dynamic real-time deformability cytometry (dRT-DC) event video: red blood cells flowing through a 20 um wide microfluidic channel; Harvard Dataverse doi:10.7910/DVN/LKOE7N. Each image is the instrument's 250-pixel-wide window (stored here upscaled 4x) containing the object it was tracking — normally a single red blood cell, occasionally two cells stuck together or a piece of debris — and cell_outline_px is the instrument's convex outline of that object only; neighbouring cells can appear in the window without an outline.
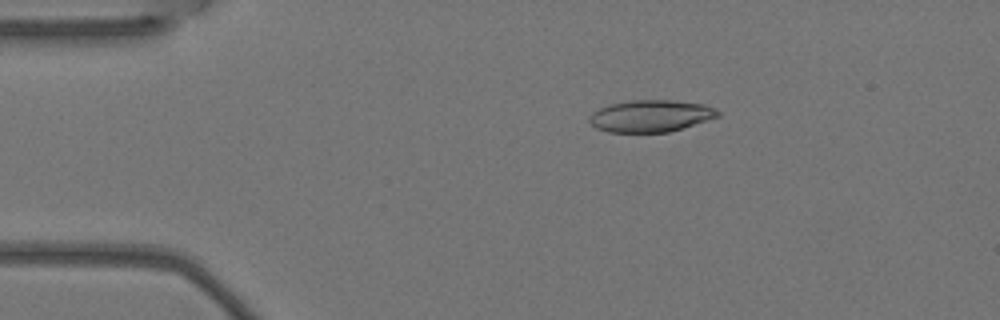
{"species": "Egyptian fruit bat (a non-hibernating species)", "species_latin": "Rousettus aegyptiacus", "temperature_condition": "warm", "stored_images_in_passage": 7, "camera_frame_rate_fps": 3000, "um_per_image_px": 0.085, "animal": {"sex": "female"}, "frame": {"image": 1, "passage_image": 3, "time_ms": 0.667, "image_size_px": [1000, 320], "cell_outline_px": [[720, 116], [668, 132], [608, 132], [596, 128], [588, 120], [588, 116], [592, 112], [608, 104], [628, 100], [672, 100], [704, 104], [716, 108], [720, 112]], "centroid_in_image_um": [55.29, 9.84], "position_along_channel_um": 29.7, "area_um2": 23.99}}
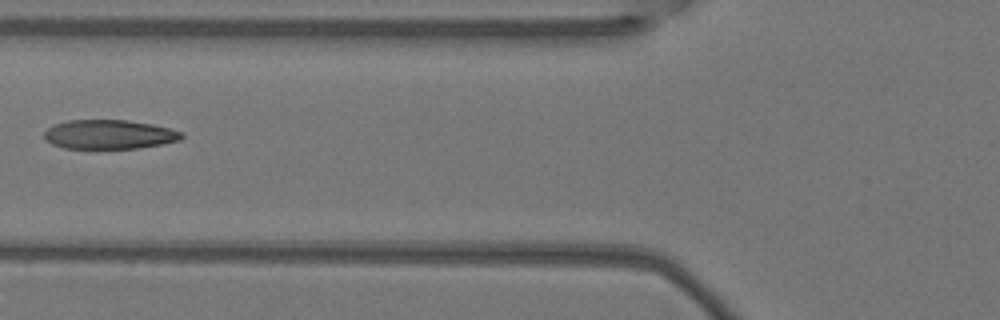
{"frame": {"image": 2, "passage_image": 6, "time_ms": 1.667, "image_size_px": [1000, 320], "cell_outline_px": [[184, 136], [180, 140], [160, 144], [136, 148], [64, 148], [52, 144], [44, 140], [44, 132], [48, 128], [56, 124], [68, 120], [128, 120], [152, 124], [184, 132]], "centroid_in_image_um": [9.27, 11.42], "position_along_channel_um": 116.5, "area_um2": 23.29}}
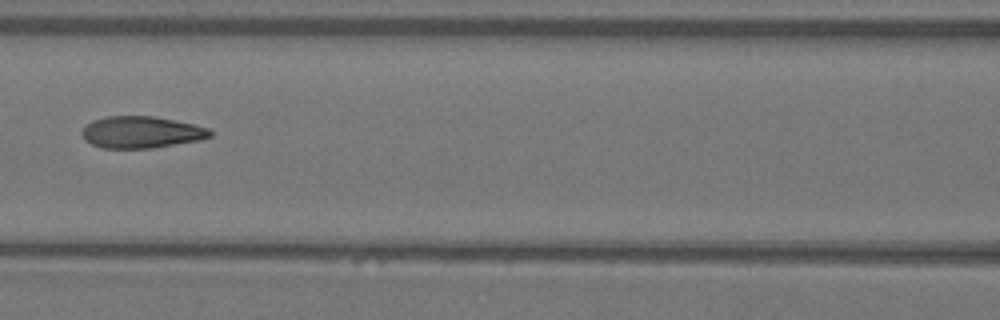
{"frame": {"image": 3, "passage_image": 7, "time_ms": 2.0, "image_size_px": [1000, 320], "cell_outline_px": [[212, 136], [200, 140], [152, 148], [100, 148], [84, 140], [80, 132], [92, 120], [108, 116], [152, 116], [192, 124], [208, 128], [212, 132]], "centroid_in_image_um": [11.98, 11.24], "position_along_channel_um": 154.6, "area_um2": 23.64}}